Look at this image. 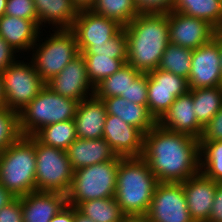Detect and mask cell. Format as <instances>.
Returning <instances> with one entry per match:
<instances>
[{"label": "cell", "mask_w": 222, "mask_h": 222, "mask_svg": "<svg viewBox=\"0 0 222 222\" xmlns=\"http://www.w3.org/2000/svg\"><path fill=\"white\" fill-rule=\"evenodd\" d=\"M142 158L158 182L181 183L201 172L199 140L158 124L144 134Z\"/></svg>", "instance_id": "obj_1"}, {"label": "cell", "mask_w": 222, "mask_h": 222, "mask_svg": "<svg viewBox=\"0 0 222 222\" xmlns=\"http://www.w3.org/2000/svg\"><path fill=\"white\" fill-rule=\"evenodd\" d=\"M127 34V63L141 73L159 67L169 40V14H138L123 27Z\"/></svg>", "instance_id": "obj_2"}, {"label": "cell", "mask_w": 222, "mask_h": 222, "mask_svg": "<svg viewBox=\"0 0 222 222\" xmlns=\"http://www.w3.org/2000/svg\"><path fill=\"white\" fill-rule=\"evenodd\" d=\"M159 182L142 157H120L115 199L126 216H145Z\"/></svg>", "instance_id": "obj_3"}, {"label": "cell", "mask_w": 222, "mask_h": 222, "mask_svg": "<svg viewBox=\"0 0 222 222\" xmlns=\"http://www.w3.org/2000/svg\"><path fill=\"white\" fill-rule=\"evenodd\" d=\"M35 136L21 135L0 153V184L15 197L36 191Z\"/></svg>", "instance_id": "obj_4"}, {"label": "cell", "mask_w": 222, "mask_h": 222, "mask_svg": "<svg viewBox=\"0 0 222 222\" xmlns=\"http://www.w3.org/2000/svg\"><path fill=\"white\" fill-rule=\"evenodd\" d=\"M79 102L57 94L45 85L19 113L21 135L34 136L44 126L74 120Z\"/></svg>", "instance_id": "obj_5"}, {"label": "cell", "mask_w": 222, "mask_h": 222, "mask_svg": "<svg viewBox=\"0 0 222 222\" xmlns=\"http://www.w3.org/2000/svg\"><path fill=\"white\" fill-rule=\"evenodd\" d=\"M119 163L120 157L75 170L67 204L76 207L80 202L115 197Z\"/></svg>", "instance_id": "obj_6"}, {"label": "cell", "mask_w": 222, "mask_h": 222, "mask_svg": "<svg viewBox=\"0 0 222 222\" xmlns=\"http://www.w3.org/2000/svg\"><path fill=\"white\" fill-rule=\"evenodd\" d=\"M54 33L41 44L33 46L32 63L40 78L47 83L80 54L76 36L71 29L54 28ZM36 45V46H35ZM37 49V50H34Z\"/></svg>", "instance_id": "obj_7"}, {"label": "cell", "mask_w": 222, "mask_h": 222, "mask_svg": "<svg viewBox=\"0 0 222 222\" xmlns=\"http://www.w3.org/2000/svg\"><path fill=\"white\" fill-rule=\"evenodd\" d=\"M36 191L58 192L67 195L74 170L67 152L44 145L35 137Z\"/></svg>", "instance_id": "obj_8"}, {"label": "cell", "mask_w": 222, "mask_h": 222, "mask_svg": "<svg viewBox=\"0 0 222 222\" xmlns=\"http://www.w3.org/2000/svg\"><path fill=\"white\" fill-rule=\"evenodd\" d=\"M1 74L6 106L17 113H20L46 85L36 72L32 61L24 63L23 60H16Z\"/></svg>", "instance_id": "obj_9"}, {"label": "cell", "mask_w": 222, "mask_h": 222, "mask_svg": "<svg viewBox=\"0 0 222 222\" xmlns=\"http://www.w3.org/2000/svg\"><path fill=\"white\" fill-rule=\"evenodd\" d=\"M152 222H194L181 183L159 182L145 215Z\"/></svg>", "instance_id": "obj_10"}, {"label": "cell", "mask_w": 222, "mask_h": 222, "mask_svg": "<svg viewBox=\"0 0 222 222\" xmlns=\"http://www.w3.org/2000/svg\"><path fill=\"white\" fill-rule=\"evenodd\" d=\"M147 75V108L149 113L158 121L177 97L190 90L188 79L158 68L150 71Z\"/></svg>", "instance_id": "obj_11"}, {"label": "cell", "mask_w": 222, "mask_h": 222, "mask_svg": "<svg viewBox=\"0 0 222 222\" xmlns=\"http://www.w3.org/2000/svg\"><path fill=\"white\" fill-rule=\"evenodd\" d=\"M188 85L189 89L222 86L219 31L215 33L210 42L192 50Z\"/></svg>", "instance_id": "obj_12"}, {"label": "cell", "mask_w": 222, "mask_h": 222, "mask_svg": "<svg viewBox=\"0 0 222 222\" xmlns=\"http://www.w3.org/2000/svg\"><path fill=\"white\" fill-rule=\"evenodd\" d=\"M123 28L116 20L80 10L72 27L79 51H87L92 45L101 46Z\"/></svg>", "instance_id": "obj_13"}, {"label": "cell", "mask_w": 222, "mask_h": 222, "mask_svg": "<svg viewBox=\"0 0 222 222\" xmlns=\"http://www.w3.org/2000/svg\"><path fill=\"white\" fill-rule=\"evenodd\" d=\"M216 32L205 20L174 10L169 13L170 43L194 50L210 42Z\"/></svg>", "instance_id": "obj_14"}, {"label": "cell", "mask_w": 222, "mask_h": 222, "mask_svg": "<svg viewBox=\"0 0 222 222\" xmlns=\"http://www.w3.org/2000/svg\"><path fill=\"white\" fill-rule=\"evenodd\" d=\"M46 85L57 94L78 102L94 96V87L88 79L85 59L81 53Z\"/></svg>", "instance_id": "obj_15"}, {"label": "cell", "mask_w": 222, "mask_h": 222, "mask_svg": "<svg viewBox=\"0 0 222 222\" xmlns=\"http://www.w3.org/2000/svg\"><path fill=\"white\" fill-rule=\"evenodd\" d=\"M102 138L119 157H142L144 133L117 116L107 114Z\"/></svg>", "instance_id": "obj_16"}, {"label": "cell", "mask_w": 222, "mask_h": 222, "mask_svg": "<svg viewBox=\"0 0 222 222\" xmlns=\"http://www.w3.org/2000/svg\"><path fill=\"white\" fill-rule=\"evenodd\" d=\"M216 181L205 177L201 172L182 182L187 207L194 222H207L212 210Z\"/></svg>", "instance_id": "obj_17"}, {"label": "cell", "mask_w": 222, "mask_h": 222, "mask_svg": "<svg viewBox=\"0 0 222 222\" xmlns=\"http://www.w3.org/2000/svg\"><path fill=\"white\" fill-rule=\"evenodd\" d=\"M157 124L167 130L187 134L199 140L203 127L197 121L192 93L188 91L177 97Z\"/></svg>", "instance_id": "obj_18"}, {"label": "cell", "mask_w": 222, "mask_h": 222, "mask_svg": "<svg viewBox=\"0 0 222 222\" xmlns=\"http://www.w3.org/2000/svg\"><path fill=\"white\" fill-rule=\"evenodd\" d=\"M66 152L74 171L119 157L104 138H76Z\"/></svg>", "instance_id": "obj_19"}, {"label": "cell", "mask_w": 222, "mask_h": 222, "mask_svg": "<svg viewBox=\"0 0 222 222\" xmlns=\"http://www.w3.org/2000/svg\"><path fill=\"white\" fill-rule=\"evenodd\" d=\"M66 204V195L62 193H29L21 197L23 222H50Z\"/></svg>", "instance_id": "obj_20"}, {"label": "cell", "mask_w": 222, "mask_h": 222, "mask_svg": "<svg viewBox=\"0 0 222 222\" xmlns=\"http://www.w3.org/2000/svg\"><path fill=\"white\" fill-rule=\"evenodd\" d=\"M106 116L104 102L95 96L79 102L74 117L77 138H102Z\"/></svg>", "instance_id": "obj_21"}, {"label": "cell", "mask_w": 222, "mask_h": 222, "mask_svg": "<svg viewBox=\"0 0 222 222\" xmlns=\"http://www.w3.org/2000/svg\"><path fill=\"white\" fill-rule=\"evenodd\" d=\"M39 28L32 20L4 14L0 18V36L18 53L32 49L39 42ZM20 50V51H19Z\"/></svg>", "instance_id": "obj_22"}, {"label": "cell", "mask_w": 222, "mask_h": 222, "mask_svg": "<svg viewBox=\"0 0 222 222\" xmlns=\"http://www.w3.org/2000/svg\"><path fill=\"white\" fill-rule=\"evenodd\" d=\"M108 115L119 117L125 123L135 126L144 134L149 132L157 121L149 113L147 105H138L122 97H109L102 100Z\"/></svg>", "instance_id": "obj_23"}, {"label": "cell", "mask_w": 222, "mask_h": 222, "mask_svg": "<svg viewBox=\"0 0 222 222\" xmlns=\"http://www.w3.org/2000/svg\"><path fill=\"white\" fill-rule=\"evenodd\" d=\"M38 17V27L45 23L57 29H72L78 9L72 0H33ZM44 23V24H43Z\"/></svg>", "instance_id": "obj_24"}, {"label": "cell", "mask_w": 222, "mask_h": 222, "mask_svg": "<svg viewBox=\"0 0 222 222\" xmlns=\"http://www.w3.org/2000/svg\"><path fill=\"white\" fill-rule=\"evenodd\" d=\"M174 11L205 20L222 31V0H175Z\"/></svg>", "instance_id": "obj_25"}, {"label": "cell", "mask_w": 222, "mask_h": 222, "mask_svg": "<svg viewBox=\"0 0 222 222\" xmlns=\"http://www.w3.org/2000/svg\"><path fill=\"white\" fill-rule=\"evenodd\" d=\"M141 74L132 65L125 63L118 71L102 80L94 87V96L100 100L109 97H121L128 87Z\"/></svg>", "instance_id": "obj_26"}, {"label": "cell", "mask_w": 222, "mask_h": 222, "mask_svg": "<svg viewBox=\"0 0 222 222\" xmlns=\"http://www.w3.org/2000/svg\"><path fill=\"white\" fill-rule=\"evenodd\" d=\"M198 123L204 128L222 106V86L190 89Z\"/></svg>", "instance_id": "obj_27"}, {"label": "cell", "mask_w": 222, "mask_h": 222, "mask_svg": "<svg viewBox=\"0 0 222 222\" xmlns=\"http://www.w3.org/2000/svg\"><path fill=\"white\" fill-rule=\"evenodd\" d=\"M82 55L85 59L88 79L93 87L127 63V55Z\"/></svg>", "instance_id": "obj_28"}, {"label": "cell", "mask_w": 222, "mask_h": 222, "mask_svg": "<svg viewBox=\"0 0 222 222\" xmlns=\"http://www.w3.org/2000/svg\"><path fill=\"white\" fill-rule=\"evenodd\" d=\"M76 209L95 222H123L126 217L115 197L80 202Z\"/></svg>", "instance_id": "obj_29"}, {"label": "cell", "mask_w": 222, "mask_h": 222, "mask_svg": "<svg viewBox=\"0 0 222 222\" xmlns=\"http://www.w3.org/2000/svg\"><path fill=\"white\" fill-rule=\"evenodd\" d=\"M41 143L47 146L67 150L77 138L74 120L44 126L34 135Z\"/></svg>", "instance_id": "obj_30"}, {"label": "cell", "mask_w": 222, "mask_h": 222, "mask_svg": "<svg viewBox=\"0 0 222 222\" xmlns=\"http://www.w3.org/2000/svg\"><path fill=\"white\" fill-rule=\"evenodd\" d=\"M192 49L168 43L158 69L188 79L191 70Z\"/></svg>", "instance_id": "obj_31"}, {"label": "cell", "mask_w": 222, "mask_h": 222, "mask_svg": "<svg viewBox=\"0 0 222 222\" xmlns=\"http://www.w3.org/2000/svg\"><path fill=\"white\" fill-rule=\"evenodd\" d=\"M91 10L96 14L116 20L123 27L138 15L134 0H96Z\"/></svg>", "instance_id": "obj_32"}, {"label": "cell", "mask_w": 222, "mask_h": 222, "mask_svg": "<svg viewBox=\"0 0 222 222\" xmlns=\"http://www.w3.org/2000/svg\"><path fill=\"white\" fill-rule=\"evenodd\" d=\"M201 173L222 183V141L200 142Z\"/></svg>", "instance_id": "obj_33"}, {"label": "cell", "mask_w": 222, "mask_h": 222, "mask_svg": "<svg viewBox=\"0 0 222 222\" xmlns=\"http://www.w3.org/2000/svg\"><path fill=\"white\" fill-rule=\"evenodd\" d=\"M21 136L19 113L8 108L0 109V153Z\"/></svg>", "instance_id": "obj_34"}, {"label": "cell", "mask_w": 222, "mask_h": 222, "mask_svg": "<svg viewBox=\"0 0 222 222\" xmlns=\"http://www.w3.org/2000/svg\"><path fill=\"white\" fill-rule=\"evenodd\" d=\"M127 34L122 28L114 37L101 46L92 45L87 51H79L81 54L102 55H127Z\"/></svg>", "instance_id": "obj_35"}, {"label": "cell", "mask_w": 222, "mask_h": 222, "mask_svg": "<svg viewBox=\"0 0 222 222\" xmlns=\"http://www.w3.org/2000/svg\"><path fill=\"white\" fill-rule=\"evenodd\" d=\"M4 14L32 20L38 26V17L33 0H7Z\"/></svg>", "instance_id": "obj_36"}, {"label": "cell", "mask_w": 222, "mask_h": 222, "mask_svg": "<svg viewBox=\"0 0 222 222\" xmlns=\"http://www.w3.org/2000/svg\"><path fill=\"white\" fill-rule=\"evenodd\" d=\"M122 98L138 105H147L148 101V75L141 73L135 81L128 87Z\"/></svg>", "instance_id": "obj_37"}, {"label": "cell", "mask_w": 222, "mask_h": 222, "mask_svg": "<svg viewBox=\"0 0 222 222\" xmlns=\"http://www.w3.org/2000/svg\"><path fill=\"white\" fill-rule=\"evenodd\" d=\"M134 4L138 14H169L175 0H135Z\"/></svg>", "instance_id": "obj_38"}, {"label": "cell", "mask_w": 222, "mask_h": 222, "mask_svg": "<svg viewBox=\"0 0 222 222\" xmlns=\"http://www.w3.org/2000/svg\"><path fill=\"white\" fill-rule=\"evenodd\" d=\"M222 141V106L221 109L203 128L199 142Z\"/></svg>", "instance_id": "obj_39"}, {"label": "cell", "mask_w": 222, "mask_h": 222, "mask_svg": "<svg viewBox=\"0 0 222 222\" xmlns=\"http://www.w3.org/2000/svg\"><path fill=\"white\" fill-rule=\"evenodd\" d=\"M0 222H23L21 197H15L0 209Z\"/></svg>", "instance_id": "obj_40"}, {"label": "cell", "mask_w": 222, "mask_h": 222, "mask_svg": "<svg viewBox=\"0 0 222 222\" xmlns=\"http://www.w3.org/2000/svg\"><path fill=\"white\" fill-rule=\"evenodd\" d=\"M16 51L0 36V73L16 61Z\"/></svg>", "instance_id": "obj_41"}, {"label": "cell", "mask_w": 222, "mask_h": 222, "mask_svg": "<svg viewBox=\"0 0 222 222\" xmlns=\"http://www.w3.org/2000/svg\"><path fill=\"white\" fill-rule=\"evenodd\" d=\"M207 222H222V183H217L212 210Z\"/></svg>", "instance_id": "obj_42"}, {"label": "cell", "mask_w": 222, "mask_h": 222, "mask_svg": "<svg viewBox=\"0 0 222 222\" xmlns=\"http://www.w3.org/2000/svg\"><path fill=\"white\" fill-rule=\"evenodd\" d=\"M50 222H74V206L66 204Z\"/></svg>", "instance_id": "obj_43"}, {"label": "cell", "mask_w": 222, "mask_h": 222, "mask_svg": "<svg viewBox=\"0 0 222 222\" xmlns=\"http://www.w3.org/2000/svg\"><path fill=\"white\" fill-rule=\"evenodd\" d=\"M15 198L4 186L0 184V209Z\"/></svg>", "instance_id": "obj_44"}, {"label": "cell", "mask_w": 222, "mask_h": 222, "mask_svg": "<svg viewBox=\"0 0 222 222\" xmlns=\"http://www.w3.org/2000/svg\"><path fill=\"white\" fill-rule=\"evenodd\" d=\"M96 0H72L74 6L80 10H91L94 6Z\"/></svg>", "instance_id": "obj_45"}, {"label": "cell", "mask_w": 222, "mask_h": 222, "mask_svg": "<svg viewBox=\"0 0 222 222\" xmlns=\"http://www.w3.org/2000/svg\"><path fill=\"white\" fill-rule=\"evenodd\" d=\"M1 108H7V106H6V97L4 93L2 74L0 73V109Z\"/></svg>", "instance_id": "obj_46"}, {"label": "cell", "mask_w": 222, "mask_h": 222, "mask_svg": "<svg viewBox=\"0 0 222 222\" xmlns=\"http://www.w3.org/2000/svg\"><path fill=\"white\" fill-rule=\"evenodd\" d=\"M74 222H95L92 219L84 216L82 213H80L76 207H74Z\"/></svg>", "instance_id": "obj_47"}, {"label": "cell", "mask_w": 222, "mask_h": 222, "mask_svg": "<svg viewBox=\"0 0 222 222\" xmlns=\"http://www.w3.org/2000/svg\"><path fill=\"white\" fill-rule=\"evenodd\" d=\"M123 222H152L146 216H126Z\"/></svg>", "instance_id": "obj_48"}, {"label": "cell", "mask_w": 222, "mask_h": 222, "mask_svg": "<svg viewBox=\"0 0 222 222\" xmlns=\"http://www.w3.org/2000/svg\"><path fill=\"white\" fill-rule=\"evenodd\" d=\"M219 56H220V67L222 71V31H219Z\"/></svg>", "instance_id": "obj_49"}, {"label": "cell", "mask_w": 222, "mask_h": 222, "mask_svg": "<svg viewBox=\"0 0 222 222\" xmlns=\"http://www.w3.org/2000/svg\"><path fill=\"white\" fill-rule=\"evenodd\" d=\"M7 5V0H0V18L4 15Z\"/></svg>", "instance_id": "obj_50"}]
</instances>
